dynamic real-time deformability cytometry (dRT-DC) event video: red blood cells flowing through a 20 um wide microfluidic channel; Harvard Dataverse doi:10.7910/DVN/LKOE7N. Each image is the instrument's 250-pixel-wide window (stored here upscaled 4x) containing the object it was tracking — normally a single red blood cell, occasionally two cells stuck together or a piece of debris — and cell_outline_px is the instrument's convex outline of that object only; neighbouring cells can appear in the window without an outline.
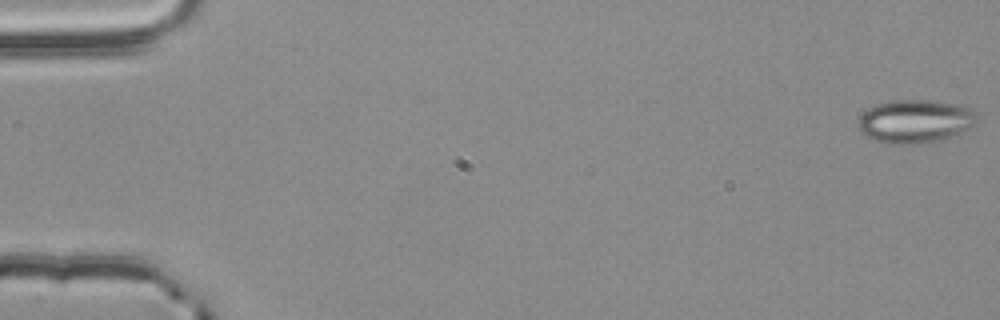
{"species": "common noctule bat (a hibernating species)", "species_latin": "Nyctalus noctula", "temperature_condition": "room temperature", "stored_images_in_passage": 56, "camera_frame_rate_fps": 3000, "um_per_image_px": 0.085, "animal": {"sex": "male", "body_mass_g": 20.4}, "frame": {"image": 1, "passage_image": 1, "time_ms": 0.0, "image_size_px": [1000, 320], "cell_outline_px": [[976, 124], [956, 136], [940, 140], [916, 144], [884, 144], [872, 140], [860, 132], [860, 116], [868, 108], [876, 104], [892, 100], [928, 100], [964, 104], [976, 108]], "centroid_in_image_um": [77.85, 10.31], "position_along_channel_um": 7.2, "area_um2": 30.63}}
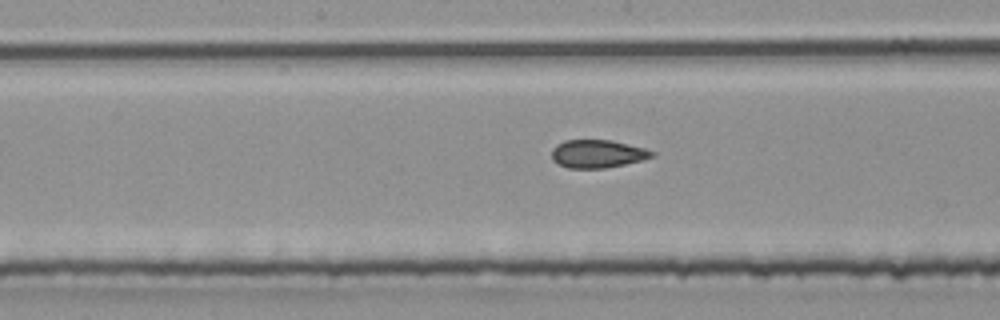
{"frame": {"image": 2, "passage_image": 29, "time_ms": 9.333, "image_size_px": [1000, 320], "cell_outline_px": [[656, 156], [624, 164], [604, 168], [568, 168], [552, 160], [552, 148], [556, 144], [564, 140], [612, 140], [644, 148], [656, 152]], "centroid_in_image_um": [50.78, 13.06], "position_along_channel_um": 197.4, "area_um2": 16.36}}
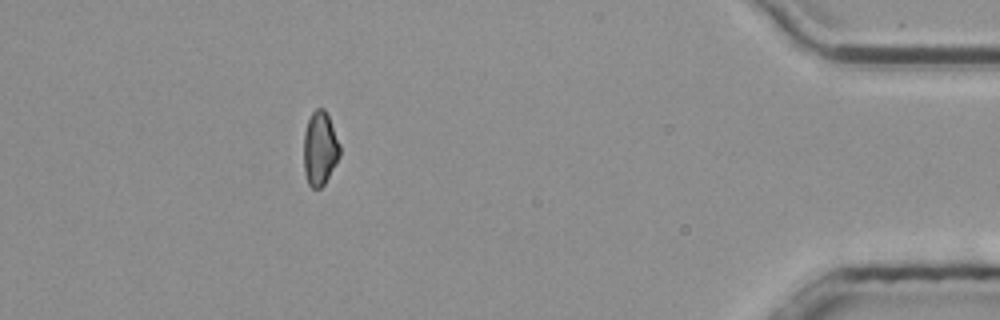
{"frame": {"image": 3, "passage_image": 50, "time_ms": 16.333, "image_size_px": [1000, 320], "cell_outline_px": [[340, 156], [324, 184], [320, 188], [312, 188], [308, 184], [304, 172], [304, 132], [308, 120], [312, 112], [316, 108], [324, 108], [328, 116], [340, 144]], "centroid_in_image_um": [27.18, 12.62], "position_along_channel_um": 408.0, "area_um2": 15.49}, "authors_computed_cell_mechanics": {"area_um2": 16.8198, "velocity_mm_per_s": 3.8009, "shape_relaxation_time_tau1_ms": null, "shape_relaxation_time_tau2_ms": 1.7379, "deformation_change_tau1": null, "deformation_change_tau2": 0.0812}}